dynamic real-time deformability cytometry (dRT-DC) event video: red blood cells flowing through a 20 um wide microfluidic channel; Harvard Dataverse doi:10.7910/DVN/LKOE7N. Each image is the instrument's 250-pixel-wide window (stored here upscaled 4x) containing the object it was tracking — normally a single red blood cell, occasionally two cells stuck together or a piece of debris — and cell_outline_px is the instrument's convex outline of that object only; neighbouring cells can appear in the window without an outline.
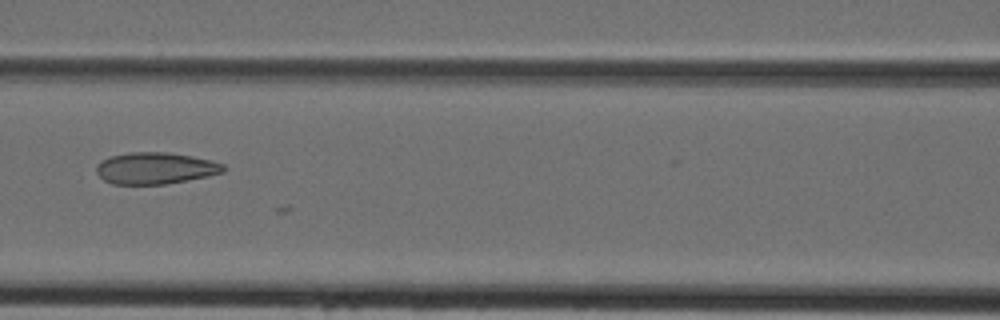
{"species": "Egyptian fruit bat (a non-hibernating species)", "species_latin": "Rousettus aegyptiacus", "temperature_condition": "cold", "stored_images_in_passage": 14, "camera_frame_rate_fps": 3000, "um_per_image_px": 0.085, "animal": {"sex": "female"}, "frame": {"image": 1, "passage_image": 9, "time_ms": 2.667, "image_size_px": [1000, 320], "cell_outline_px": [[224, 172], [208, 176], [164, 184], [112, 184], [104, 180], [96, 172], [96, 164], [100, 160], [108, 156], [128, 152], [168, 152], [192, 156], [224, 164]], "centroid_in_image_um": [13.15, 14.29], "position_along_channel_um": 153.5, "area_um2": 23.47}}
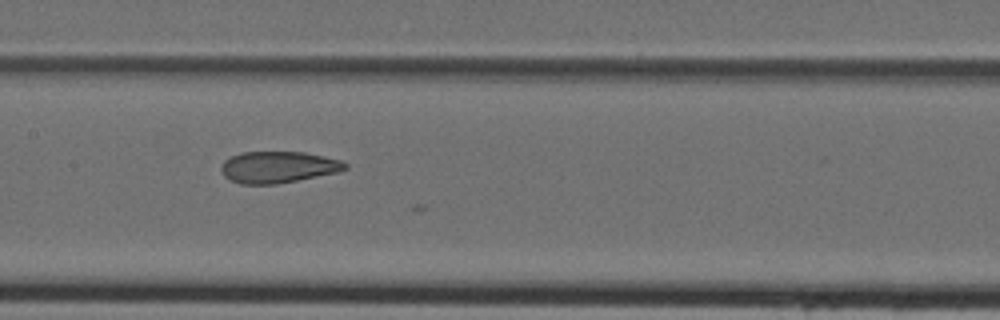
{"frame": {"image": 2, "passage_image": 11, "time_ms": 3.333, "image_size_px": [1000, 320], "cell_outline_px": [[348, 168], [336, 172], [276, 184], [240, 184], [224, 176], [220, 168], [224, 160], [240, 152], [304, 152], [324, 156], [340, 160], [348, 164]], "centroid_in_image_um": [23.62, 14.2], "position_along_channel_um": 183.8, "area_um2": 22.6}}
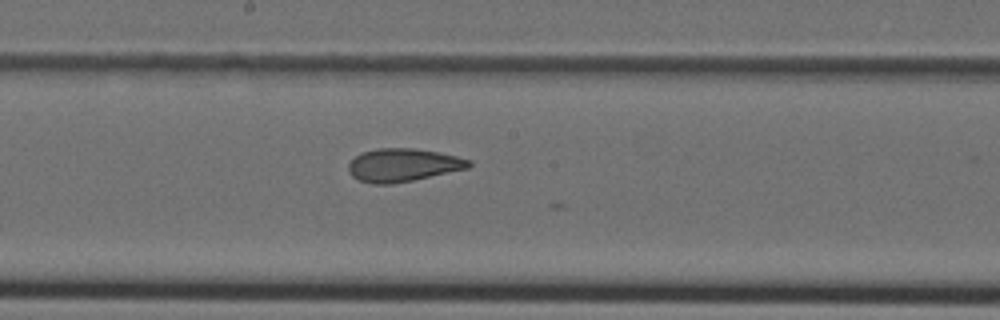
{"frame": {"image": 3, "passage_image": 13, "time_ms": 4.0, "image_size_px": [1000, 320], "cell_outline_px": [[472, 164], [468, 168], [412, 180], [392, 184], [372, 184], [360, 180], [352, 176], [348, 172], [348, 164], [356, 156], [364, 152], [376, 148], [416, 148], [440, 152], [472, 160]], "centroid_in_image_um": [34.26, 14.02], "position_along_channel_um": 213.9, "area_um2": 23.18}}